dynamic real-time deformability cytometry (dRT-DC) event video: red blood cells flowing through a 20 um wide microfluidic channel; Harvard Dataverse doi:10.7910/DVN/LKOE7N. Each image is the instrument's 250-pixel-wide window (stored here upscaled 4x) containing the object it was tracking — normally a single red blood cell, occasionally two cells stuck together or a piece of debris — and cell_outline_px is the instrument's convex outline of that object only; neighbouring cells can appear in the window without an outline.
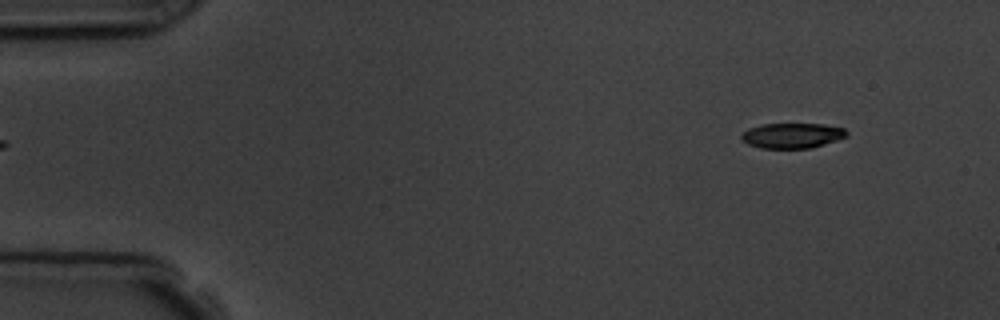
{"species": "common noctule bat (a hibernating species)", "species_latin": "Nyctalus noctula", "temperature_condition": "room temperature", "stored_images_in_passage": 3, "segment_of_instrument_passage": [2, 2], "camera_frame_rate_fps": 3000, "um_per_image_px": 0.085, "animal": {"sex": "male", "body_mass_g": 19.5, "forearm_length_mm": 54.6}, "frame": {"image": 1, "passage_image": 3, "time_ms": 2.333, "image_size_px": [1000, 320], "cell_outline_px": [[848, 136], [812, 148], [760, 148], [748, 144], [740, 136], [748, 128], [760, 124], [824, 124], [844, 128], [848, 132]], "centroid_in_image_um": [67.35, 11.52], "position_along_channel_um": 17.7, "area_um2": 15.43}}